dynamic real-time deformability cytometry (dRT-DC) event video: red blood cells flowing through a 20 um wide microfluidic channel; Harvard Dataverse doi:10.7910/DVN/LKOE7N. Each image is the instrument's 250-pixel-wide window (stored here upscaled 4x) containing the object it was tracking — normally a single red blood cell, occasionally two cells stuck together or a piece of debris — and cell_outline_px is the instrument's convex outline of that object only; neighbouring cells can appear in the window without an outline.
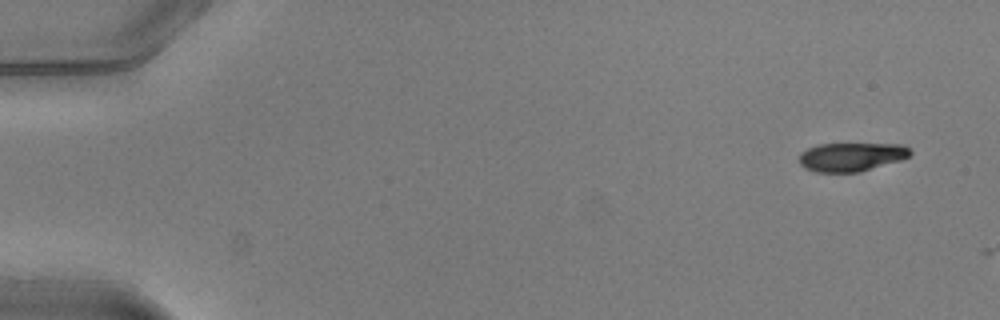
{"species": "common noctule bat (a hibernating species)", "species_latin": "Nyctalus noctula", "temperature_condition": "warm", "stored_images_in_passage": 5, "camera_frame_rate_fps": 3000, "um_per_image_px": 0.085, "animal": {"sex": "male", "body_mass_g": 20.5, "forearm_length_mm": 52.5}, "frame": {"image": 1, "passage_image": 1, "time_ms": 0.0, "image_size_px": [1000, 320], "cell_outline_px": [[912, 152], [908, 156], [900, 160], [860, 172], [816, 172], [804, 168], [800, 164], [800, 152], [816, 144], [900, 144], [908, 148]], "centroid_in_image_um": [72.33, 13.33], "position_along_channel_um": 12.7, "area_um2": 18.5}}